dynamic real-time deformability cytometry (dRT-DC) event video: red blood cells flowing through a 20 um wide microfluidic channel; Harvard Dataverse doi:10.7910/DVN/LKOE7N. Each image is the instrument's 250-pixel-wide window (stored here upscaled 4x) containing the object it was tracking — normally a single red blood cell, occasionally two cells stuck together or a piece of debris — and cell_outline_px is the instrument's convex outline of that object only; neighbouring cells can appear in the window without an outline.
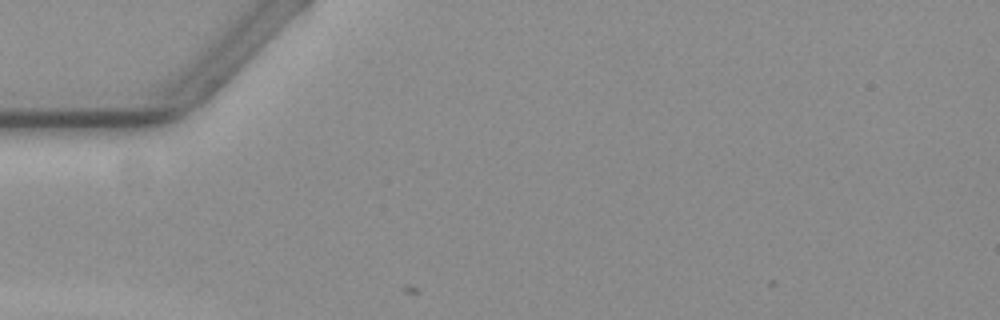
{"species": "common noctule bat (a hibernating species)", "species_latin": "Nyctalus noctula", "temperature_condition": "warm", "stored_images_in_passage": 4, "camera_frame_rate_fps": 3000, "um_per_image_px": 0.085, "animal": {"sex": "female", "body_mass_g": 19.3, "forearm_length_mm": 54.1}, "frame": {"image": 1, "passage_image": 2, "time_ms": 0.333, "image_size_px": [1000, 320], "cell_outline_px": [[136, 268], [84, 272], [64, 268], [44, 260], [44, 256], [52, 248], [64, 248], [132, 252], [136, 256]], "centroid_in_image_um": [7.73, 22.06], "position_along_channel_um": 77.3, "area_um2": 12.37}}